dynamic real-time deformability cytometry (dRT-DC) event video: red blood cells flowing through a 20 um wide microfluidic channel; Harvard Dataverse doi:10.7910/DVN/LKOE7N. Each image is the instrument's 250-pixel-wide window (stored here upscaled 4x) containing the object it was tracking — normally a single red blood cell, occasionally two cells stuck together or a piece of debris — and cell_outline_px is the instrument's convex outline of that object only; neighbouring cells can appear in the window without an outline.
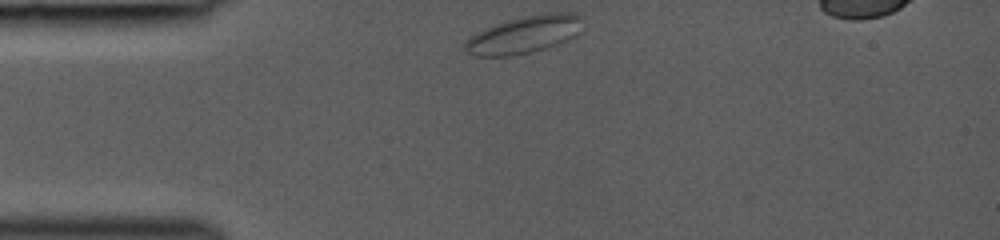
{"species": "common noctule bat (a hibernating species)", "species_latin": "Nyctalus noctula", "temperature_condition": "room temperature", "stored_images_in_passage": 32, "camera_frame_rate_fps": 3000, "um_per_image_px": 0.085, "animal": {"sex": "female", "body_mass_g": 19.0, "forearm_length_mm": 53.3}, "frame": {"image": 1, "passage_image": 1, "time_ms": 0.0, "image_size_px": [1000, 240], "cell_outline_px": [[584, 16], [576, 36], [556, 44], [544, 48], [512, 56], [472, 56], [464, 52], [464, 44], [476, 32], [496, 24], [508, 20], [524, 16], [548, 12], [572, 12]], "centroid_in_image_um": [44.55, 2.93], "position_along_channel_um": 40.4, "area_um2": 25.55}}
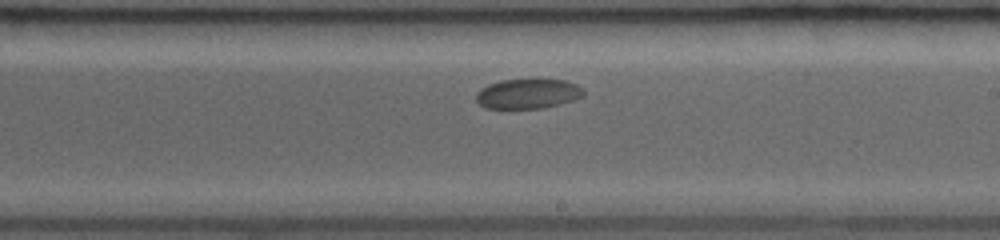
{"frame": {"image": 2, "passage_image": 18, "time_ms": 5.667, "image_size_px": [1000, 240], "cell_outline_px": [[584, 96], [560, 104], [544, 108], [484, 108], [476, 100], [476, 92], [480, 88], [488, 84], [500, 80], [564, 80], [576, 84], [584, 88]], "centroid_in_image_um": [44.86, 7.97], "position_along_channel_um": 244.1, "area_um2": 18.67}}
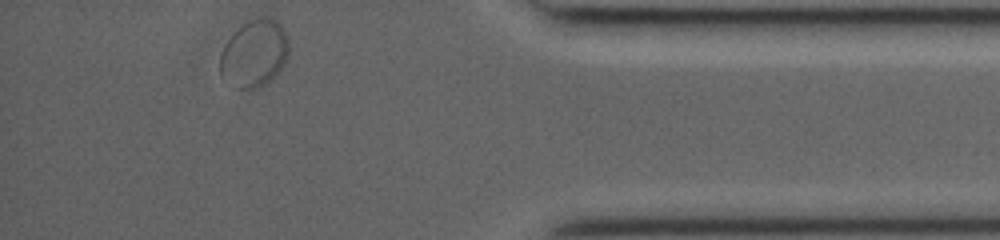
{"frame": {"image": 3, "passage_image": 32, "time_ms": 10.333, "image_size_px": [1000, 240], "cell_outline_px": [[288, 56], [284, 64], [268, 80], [252, 88], [236, 88], [220, 76], [220, 56], [224, 44], [232, 32], [248, 20], [276, 20], [284, 28], [288, 36]], "centroid_in_image_um": [21.58, 4.53], "position_along_channel_um": 413.6, "area_um2": 26.41}}